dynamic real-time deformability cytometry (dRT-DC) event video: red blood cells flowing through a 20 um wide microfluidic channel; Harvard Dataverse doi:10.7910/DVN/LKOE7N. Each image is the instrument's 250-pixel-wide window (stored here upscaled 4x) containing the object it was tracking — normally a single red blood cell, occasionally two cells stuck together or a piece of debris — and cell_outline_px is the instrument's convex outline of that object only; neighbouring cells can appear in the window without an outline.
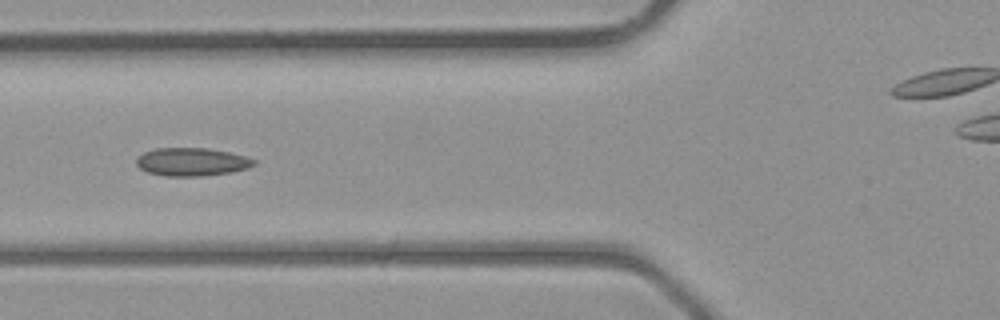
{"species": "common noctule bat (a hibernating species)", "species_latin": "Nyctalus noctula", "temperature_condition": "room temperature", "stored_images_in_passage": 5, "segment_of_instrument_passage": [1, 2], "camera_frame_rate_fps": 3000, "um_per_image_px": 0.085, "animal": {"sex": "male", "body_mass_g": 23.1, "forearm_length_mm": 52.7}, "frame": {"image": 1, "passage_image": 4, "time_ms": 4.333, "image_size_px": [1000, 320], "cell_outline_px": [[256, 164], [248, 168], [232, 172], [200, 176], [164, 176], [148, 172], [140, 168], [136, 164], [136, 156], [144, 152], [156, 148], [208, 148], [228, 152], [244, 156], [256, 160]], "centroid_in_image_um": [16.28, 13.76], "position_along_channel_um": 109.5, "area_um2": 19.31}}